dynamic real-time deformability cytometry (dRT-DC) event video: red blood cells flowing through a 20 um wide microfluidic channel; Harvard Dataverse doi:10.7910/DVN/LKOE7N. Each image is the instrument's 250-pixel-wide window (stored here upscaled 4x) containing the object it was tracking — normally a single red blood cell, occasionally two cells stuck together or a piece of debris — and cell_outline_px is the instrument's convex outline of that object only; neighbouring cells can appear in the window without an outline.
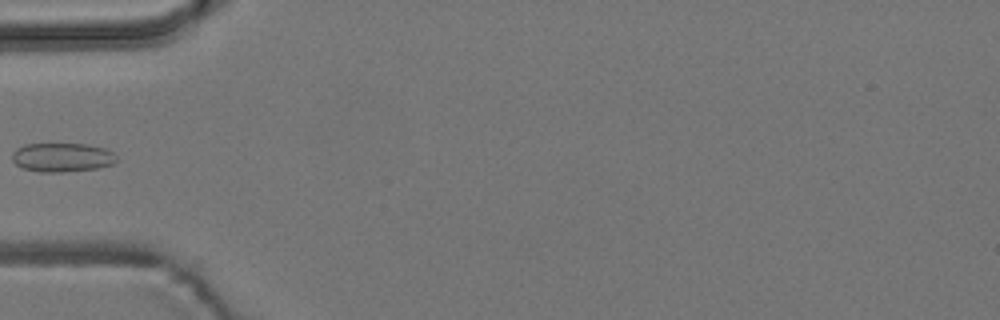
{"species": "common noctule bat (a hibernating species)", "species_latin": "Nyctalus noctula", "temperature_condition": "room temperature", "stored_images_in_passage": 6, "camera_frame_rate_fps": 3000, "um_per_image_px": 0.085, "animal": {"sex": "male", "body_mass_g": 19.2, "forearm_length_mm": 51.8}, "frame": {"image": 1, "passage_image": 5, "time_ms": 6.0, "image_size_px": [1000, 320], "cell_outline_px": [[120, 160], [112, 164], [96, 168], [64, 172], [40, 172], [24, 168], [16, 164], [12, 160], [12, 152], [16, 148], [24, 144], [88, 144], [104, 148], [112, 152]], "centroid_in_image_um": [5.28, 13.37], "position_along_channel_um": 79.7, "area_um2": 17.69}}
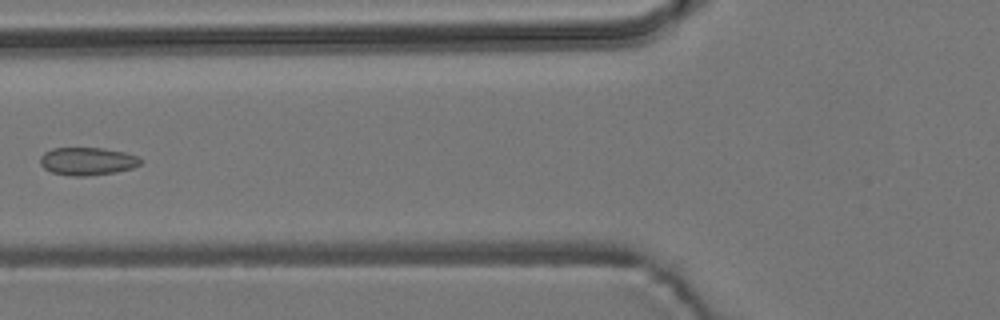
{"frame": {"image": 2, "passage_image": 6, "time_ms": 7.0, "image_size_px": [1000, 320], "cell_outline_px": [[144, 160], [140, 164], [132, 168], [116, 172], [88, 176], [72, 176], [52, 172], [44, 168], [40, 164], [40, 156], [44, 152], [52, 148], [104, 148], [124, 152], [140, 156]], "centroid_in_image_um": [7.45, 13.7], "position_along_channel_um": 118.3, "area_um2": 16.47}}